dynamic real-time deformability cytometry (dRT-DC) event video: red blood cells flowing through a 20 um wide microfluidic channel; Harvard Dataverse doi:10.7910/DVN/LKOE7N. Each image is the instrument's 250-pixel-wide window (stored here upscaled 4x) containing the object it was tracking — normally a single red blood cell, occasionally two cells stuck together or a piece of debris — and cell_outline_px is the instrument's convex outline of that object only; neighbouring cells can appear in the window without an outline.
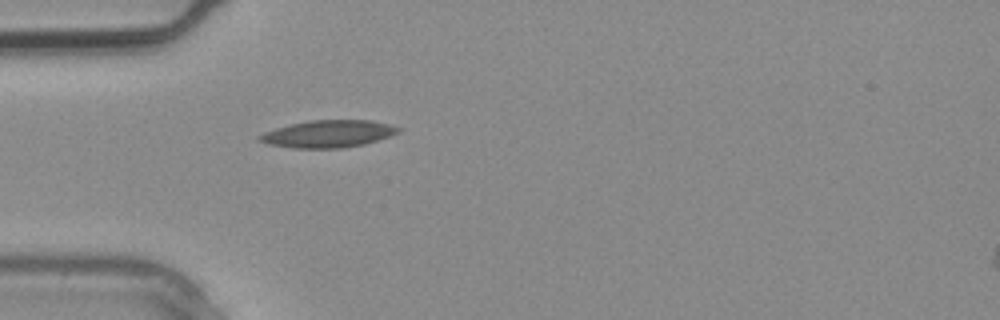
{"species": "common noctule bat (a hibernating species)", "species_latin": "Nyctalus noctula", "temperature_condition": "warm", "stored_images_in_passage": 2, "camera_frame_rate_fps": 3000, "um_per_image_px": 0.085, "animal": {"sex": "male", "body_mass_g": 20.4}, "frame": {"image": 1, "passage_image": 1, "time_ms": 0.0, "image_size_px": [1000, 320], "cell_outline_px": [[400, 132], [364, 144], [340, 148], [292, 148], [268, 144], [256, 140], [256, 136], [264, 132], [276, 128], [292, 124], [312, 120], [372, 120], [388, 124], [400, 128]], "centroid_in_image_um": [27.85, 11.38], "position_along_channel_um": 57.2, "area_um2": 21.91}}